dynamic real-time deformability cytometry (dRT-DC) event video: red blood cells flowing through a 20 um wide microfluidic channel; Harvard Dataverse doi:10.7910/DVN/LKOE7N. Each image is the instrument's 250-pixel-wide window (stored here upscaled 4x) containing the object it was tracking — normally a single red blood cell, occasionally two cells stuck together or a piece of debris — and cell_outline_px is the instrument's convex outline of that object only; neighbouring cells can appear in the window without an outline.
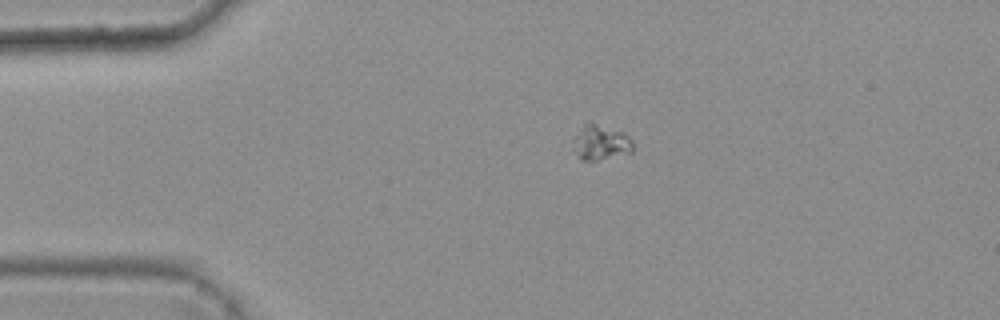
{"species": "common noctule bat (a hibernating species)", "species_latin": "Nyctalus noctula", "temperature_condition": "warm", "stored_images_in_passage": 2, "camera_frame_rate_fps": 3000, "um_per_image_px": 0.085, "animal": {"sex": "female", "body_mass_g": 25.1}, "frame": {"image": 1, "passage_image": 1, "time_ms": 0.0, "image_size_px": [1000, 320], "cell_outline_px": [[632, 152], [596, 160], [580, 160], [572, 148], [572, 136], [588, 120], [620, 132], [628, 136], [632, 140]], "centroid_in_image_um": [50.97, 12.1], "position_along_channel_um": 34.0, "area_um2": 12.31}}